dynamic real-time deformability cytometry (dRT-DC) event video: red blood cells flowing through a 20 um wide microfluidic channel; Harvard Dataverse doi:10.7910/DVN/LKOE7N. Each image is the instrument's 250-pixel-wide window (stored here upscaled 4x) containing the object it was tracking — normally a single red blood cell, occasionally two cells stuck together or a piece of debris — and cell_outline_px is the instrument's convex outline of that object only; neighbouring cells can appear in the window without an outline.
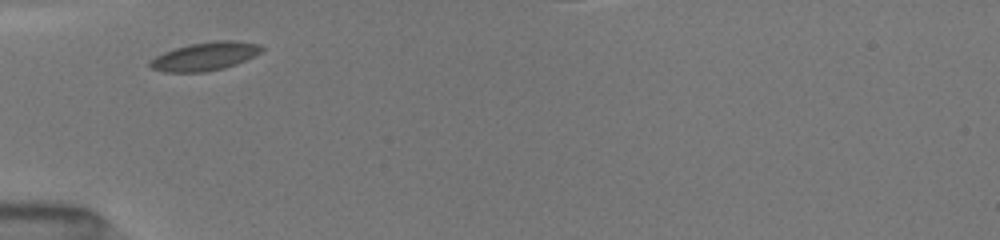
{"species": "common noctule bat (a hibernating species)", "species_latin": "Nyctalus noctula", "temperature_condition": "room temperature", "stored_images_in_passage": 17, "camera_frame_rate_fps": 3000, "um_per_image_px": 0.085, "animal": {"sex": "female", "body_mass_g": 19.5, "forearm_length_mm": 54.1}, "frame": {"image": 1, "passage_image": 1, "time_ms": 0.0, "image_size_px": [1000, 240], "cell_outline_px": [[264, 48], [260, 52], [236, 64], [224, 68], [204, 72], [164, 72], [152, 68], [148, 64], [156, 56], [164, 52], [176, 48], [192, 44], [216, 40], [232, 40], [260, 44]], "centroid_in_image_um": [17.43, 4.79], "position_along_channel_um": 67.6, "area_um2": 18.15}}
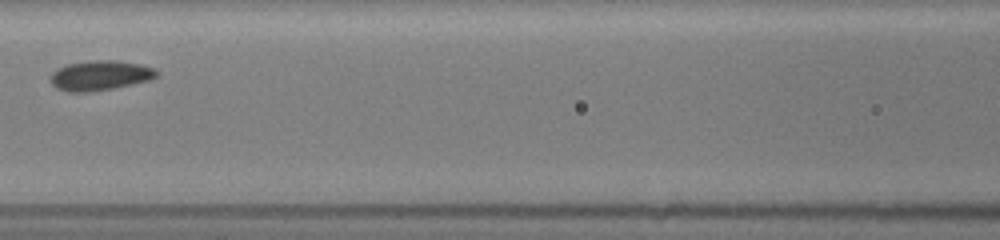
{"frame": {"image": 2, "passage_image": 5, "time_ms": 2.333, "image_size_px": [1000, 240], "cell_outline_px": [[160, 76], [148, 80], [132, 84], [92, 92], [68, 92], [56, 88], [48, 80], [52, 72], [56, 68], [68, 64], [96, 60], [116, 60], [140, 64], [156, 68], [160, 72]], "centroid_in_image_um": [8.51, 6.41], "position_along_channel_um": 158.1, "area_um2": 18.73}}
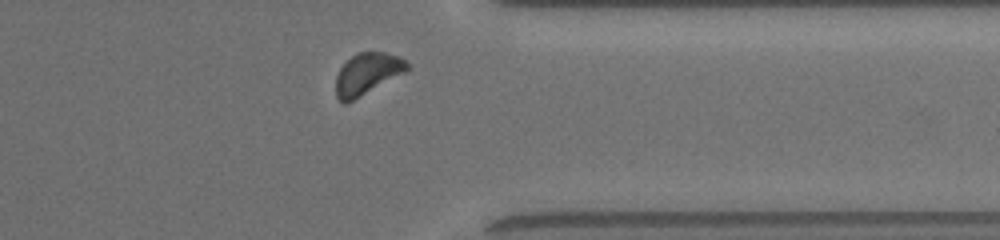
{"frame": {"image": 3, "passage_image": 15, "time_ms": 8.0, "image_size_px": [1000, 240], "cell_outline_px": [[412, 68], [352, 100], [344, 104], [336, 96], [336, 76], [340, 68], [356, 52], [384, 52], [400, 56]], "centroid_in_image_um": [31.22, 6.24], "position_along_channel_um": 380.2, "area_um2": 16.94}, "authors_computed_cell_mechanics": {"area_um2": 17.5712, "velocity_mm_per_s": 3.972, "shape_relaxation_time_tau1_ms": 2.2395, "shape_relaxation_time_tau2_ms": null, "deformation_change_tau1": 0.045, "deformation_change_tau2": null}}